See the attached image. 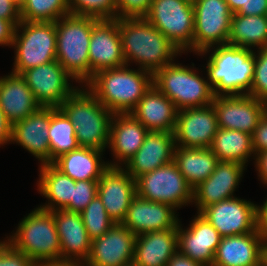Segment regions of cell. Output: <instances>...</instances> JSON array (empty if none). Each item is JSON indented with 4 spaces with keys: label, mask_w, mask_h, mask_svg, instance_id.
Listing matches in <instances>:
<instances>
[{
    "label": "cell",
    "mask_w": 267,
    "mask_h": 266,
    "mask_svg": "<svg viewBox=\"0 0 267 266\" xmlns=\"http://www.w3.org/2000/svg\"><path fill=\"white\" fill-rule=\"evenodd\" d=\"M241 15H266L267 0H247L246 5L236 13Z\"/></svg>",
    "instance_id": "f6af8a7d"
},
{
    "label": "cell",
    "mask_w": 267,
    "mask_h": 266,
    "mask_svg": "<svg viewBox=\"0 0 267 266\" xmlns=\"http://www.w3.org/2000/svg\"><path fill=\"white\" fill-rule=\"evenodd\" d=\"M192 66L173 62L153 74V85L168 97L178 110L209 106L215 97L207 77L196 72L194 63Z\"/></svg>",
    "instance_id": "52a82bcc"
},
{
    "label": "cell",
    "mask_w": 267,
    "mask_h": 266,
    "mask_svg": "<svg viewBox=\"0 0 267 266\" xmlns=\"http://www.w3.org/2000/svg\"><path fill=\"white\" fill-rule=\"evenodd\" d=\"M54 215L61 243V261L84 263L90 253L92 240L80 213L65 209L50 211Z\"/></svg>",
    "instance_id": "d4e9b609"
},
{
    "label": "cell",
    "mask_w": 267,
    "mask_h": 266,
    "mask_svg": "<svg viewBox=\"0 0 267 266\" xmlns=\"http://www.w3.org/2000/svg\"><path fill=\"white\" fill-rule=\"evenodd\" d=\"M11 47L15 49L12 73L56 60V22L21 21Z\"/></svg>",
    "instance_id": "ba28073f"
},
{
    "label": "cell",
    "mask_w": 267,
    "mask_h": 266,
    "mask_svg": "<svg viewBox=\"0 0 267 266\" xmlns=\"http://www.w3.org/2000/svg\"><path fill=\"white\" fill-rule=\"evenodd\" d=\"M48 132L50 164L61 155L80 147L75 135V127L59 108L50 107V127Z\"/></svg>",
    "instance_id": "e575fe53"
},
{
    "label": "cell",
    "mask_w": 267,
    "mask_h": 266,
    "mask_svg": "<svg viewBox=\"0 0 267 266\" xmlns=\"http://www.w3.org/2000/svg\"><path fill=\"white\" fill-rule=\"evenodd\" d=\"M80 215L91 240L101 237L115 224L109 217L98 195H96Z\"/></svg>",
    "instance_id": "8d00e7d4"
},
{
    "label": "cell",
    "mask_w": 267,
    "mask_h": 266,
    "mask_svg": "<svg viewBox=\"0 0 267 266\" xmlns=\"http://www.w3.org/2000/svg\"><path fill=\"white\" fill-rule=\"evenodd\" d=\"M32 266H48V262H34Z\"/></svg>",
    "instance_id": "9f6ffc18"
},
{
    "label": "cell",
    "mask_w": 267,
    "mask_h": 266,
    "mask_svg": "<svg viewBox=\"0 0 267 266\" xmlns=\"http://www.w3.org/2000/svg\"><path fill=\"white\" fill-rule=\"evenodd\" d=\"M148 132L131 113L113 114L108 148L115 159L108 165L110 167H123L142 146ZM114 160L116 161L114 162Z\"/></svg>",
    "instance_id": "603a6c76"
},
{
    "label": "cell",
    "mask_w": 267,
    "mask_h": 266,
    "mask_svg": "<svg viewBox=\"0 0 267 266\" xmlns=\"http://www.w3.org/2000/svg\"><path fill=\"white\" fill-rule=\"evenodd\" d=\"M34 262L15 249L7 240H0V266H32Z\"/></svg>",
    "instance_id": "b9f144b4"
},
{
    "label": "cell",
    "mask_w": 267,
    "mask_h": 266,
    "mask_svg": "<svg viewBox=\"0 0 267 266\" xmlns=\"http://www.w3.org/2000/svg\"><path fill=\"white\" fill-rule=\"evenodd\" d=\"M21 76L42 107L58 108L78 88L73 86L74 78L57 60L30 68Z\"/></svg>",
    "instance_id": "7c38bea8"
},
{
    "label": "cell",
    "mask_w": 267,
    "mask_h": 266,
    "mask_svg": "<svg viewBox=\"0 0 267 266\" xmlns=\"http://www.w3.org/2000/svg\"><path fill=\"white\" fill-rule=\"evenodd\" d=\"M79 87L58 108L75 127V135L80 147L106 151L113 113L104 107L84 85Z\"/></svg>",
    "instance_id": "277c9868"
},
{
    "label": "cell",
    "mask_w": 267,
    "mask_h": 266,
    "mask_svg": "<svg viewBox=\"0 0 267 266\" xmlns=\"http://www.w3.org/2000/svg\"><path fill=\"white\" fill-rule=\"evenodd\" d=\"M210 149L219 161H235L245 166L250 157H255L252 135L238 130L219 128Z\"/></svg>",
    "instance_id": "836d02e7"
},
{
    "label": "cell",
    "mask_w": 267,
    "mask_h": 266,
    "mask_svg": "<svg viewBox=\"0 0 267 266\" xmlns=\"http://www.w3.org/2000/svg\"><path fill=\"white\" fill-rule=\"evenodd\" d=\"M167 266H205L177 251L168 261Z\"/></svg>",
    "instance_id": "f907efd6"
},
{
    "label": "cell",
    "mask_w": 267,
    "mask_h": 266,
    "mask_svg": "<svg viewBox=\"0 0 267 266\" xmlns=\"http://www.w3.org/2000/svg\"><path fill=\"white\" fill-rule=\"evenodd\" d=\"M119 33L126 65L135 63L152 74L182 53L144 17L118 18Z\"/></svg>",
    "instance_id": "6da1fadb"
},
{
    "label": "cell",
    "mask_w": 267,
    "mask_h": 266,
    "mask_svg": "<svg viewBox=\"0 0 267 266\" xmlns=\"http://www.w3.org/2000/svg\"><path fill=\"white\" fill-rule=\"evenodd\" d=\"M173 161L192 189L206 180L219 163L210 148L176 147Z\"/></svg>",
    "instance_id": "1f68e13d"
},
{
    "label": "cell",
    "mask_w": 267,
    "mask_h": 266,
    "mask_svg": "<svg viewBox=\"0 0 267 266\" xmlns=\"http://www.w3.org/2000/svg\"><path fill=\"white\" fill-rule=\"evenodd\" d=\"M153 85V74L129 65L99 71L85 87L115 113H130Z\"/></svg>",
    "instance_id": "3957f363"
},
{
    "label": "cell",
    "mask_w": 267,
    "mask_h": 266,
    "mask_svg": "<svg viewBox=\"0 0 267 266\" xmlns=\"http://www.w3.org/2000/svg\"><path fill=\"white\" fill-rule=\"evenodd\" d=\"M0 107L13 125L30 116L41 106L27 86L26 80L11 72L0 77Z\"/></svg>",
    "instance_id": "f1b7e54d"
},
{
    "label": "cell",
    "mask_w": 267,
    "mask_h": 266,
    "mask_svg": "<svg viewBox=\"0 0 267 266\" xmlns=\"http://www.w3.org/2000/svg\"><path fill=\"white\" fill-rule=\"evenodd\" d=\"M182 53L193 52L194 7L192 0H152L144 17Z\"/></svg>",
    "instance_id": "9c48e42d"
},
{
    "label": "cell",
    "mask_w": 267,
    "mask_h": 266,
    "mask_svg": "<svg viewBox=\"0 0 267 266\" xmlns=\"http://www.w3.org/2000/svg\"><path fill=\"white\" fill-rule=\"evenodd\" d=\"M148 131L174 133L178 109L154 85L130 112Z\"/></svg>",
    "instance_id": "4316f807"
},
{
    "label": "cell",
    "mask_w": 267,
    "mask_h": 266,
    "mask_svg": "<svg viewBox=\"0 0 267 266\" xmlns=\"http://www.w3.org/2000/svg\"><path fill=\"white\" fill-rule=\"evenodd\" d=\"M218 127L238 130L253 135L264 116L262 100L250 95H219L212 102Z\"/></svg>",
    "instance_id": "9a60e30c"
},
{
    "label": "cell",
    "mask_w": 267,
    "mask_h": 266,
    "mask_svg": "<svg viewBox=\"0 0 267 266\" xmlns=\"http://www.w3.org/2000/svg\"><path fill=\"white\" fill-rule=\"evenodd\" d=\"M48 266H83V263L73 261H52L48 262Z\"/></svg>",
    "instance_id": "f5cc1de1"
},
{
    "label": "cell",
    "mask_w": 267,
    "mask_h": 266,
    "mask_svg": "<svg viewBox=\"0 0 267 266\" xmlns=\"http://www.w3.org/2000/svg\"><path fill=\"white\" fill-rule=\"evenodd\" d=\"M254 155V164L256 171H258V179L267 186V151L256 152Z\"/></svg>",
    "instance_id": "7dc6e473"
},
{
    "label": "cell",
    "mask_w": 267,
    "mask_h": 266,
    "mask_svg": "<svg viewBox=\"0 0 267 266\" xmlns=\"http://www.w3.org/2000/svg\"><path fill=\"white\" fill-rule=\"evenodd\" d=\"M264 104V115L267 117V98L263 101Z\"/></svg>",
    "instance_id": "6f0895ef"
},
{
    "label": "cell",
    "mask_w": 267,
    "mask_h": 266,
    "mask_svg": "<svg viewBox=\"0 0 267 266\" xmlns=\"http://www.w3.org/2000/svg\"><path fill=\"white\" fill-rule=\"evenodd\" d=\"M68 14V0H26L20 8L21 21L26 22H56Z\"/></svg>",
    "instance_id": "d590c367"
},
{
    "label": "cell",
    "mask_w": 267,
    "mask_h": 266,
    "mask_svg": "<svg viewBox=\"0 0 267 266\" xmlns=\"http://www.w3.org/2000/svg\"><path fill=\"white\" fill-rule=\"evenodd\" d=\"M0 18L17 26L21 22L20 8L11 0H0Z\"/></svg>",
    "instance_id": "ee69618b"
},
{
    "label": "cell",
    "mask_w": 267,
    "mask_h": 266,
    "mask_svg": "<svg viewBox=\"0 0 267 266\" xmlns=\"http://www.w3.org/2000/svg\"><path fill=\"white\" fill-rule=\"evenodd\" d=\"M135 182L136 195L148 201L169 204L176 210L193 201V189L174 161L139 176Z\"/></svg>",
    "instance_id": "30bf717a"
},
{
    "label": "cell",
    "mask_w": 267,
    "mask_h": 266,
    "mask_svg": "<svg viewBox=\"0 0 267 266\" xmlns=\"http://www.w3.org/2000/svg\"><path fill=\"white\" fill-rule=\"evenodd\" d=\"M93 17L68 14L56 21V60L81 86L90 80Z\"/></svg>",
    "instance_id": "5b68a950"
},
{
    "label": "cell",
    "mask_w": 267,
    "mask_h": 266,
    "mask_svg": "<svg viewBox=\"0 0 267 266\" xmlns=\"http://www.w3.org/2000/svg\"><path fill=\"white\" fill-rule=\"evenodd\" d=\"M126 266H136V265H134L133 263H131V264H129V265H126Z\"/></svg>",
    "instance_id": "680465c9"
},
{
    "label": "cell",
    "mask_w": 267,
    "mask_h": 266,
    "mask_svg": "<svg viewBox=\"0 0 267 266\" xmlns=\"http://www.w3.org/2000/svg\"><path fill=\"white\" fill-rule=\"evenodd\" d=\"M104 152L95 148L79 147L61 155L52 164L75 181L99 180L109 167L108 162L102 159Z\"/></svg>",
    "instance_id": "f546056e"
},
{
    "label": "cell",
    "mask_w": 267,
    "mask_h": 266,
    "mask_svg": "<svg viewBox=\"0 0 267 266\" xmlns=\"http://www.w3.org/2000/svg\"><path fill=\"white\" fill-rule=\"evenodd\" d=\"M222 237L257 230V204L233 197L204 208L200 213Z\"/></svg>",
    "instance_id": "4fadbf2b"
},
{
    "label": "cell",
    "mask_w": 267,
    "mask_h": 266,
    "mask_svg": "<svg viewBox=\"0 0 267 266\" xmlns=\"http://www.w3.org/2000/svg\"><path fill=\"white\" fill-rule=\"evenodd\" d=\"M12 124L6 118V115L0 107V147L10 144Z\"/></svg>",
    "instance_id": "681fc988"
},
{
    "label": "cell",
    "mask_w": 267,
    "mask_h": 266,
    "mask_svg": "<svg viewBox=\"0 0 267 266\" xmlns=\"http://www.w3.org/2000/svg\"><path fill=\"white\" fill-rule=\"evenodd\" d=\"M227 44L253 50L267 48L266 15L234 13Z\"/></svg>",
    "instance_id": "d6a6232c"
},
{
    "label": "cell",
    "mask_w": 267,
    "mask_h": 266,
    "mask_svg": "<svg viewBox=\"0 0 267 266\" xmlns=\"http://www.w3.org/2000/svg\"><path fill=\"white\" fill-rule=\"evenodd\" d=\"M38 192L48 200L38 208L46 211L65 209L72 201L76 181L53 164L39 165Z\"/></svg>",
    "instance_id": "4dcf8cb0"
},
{
    "label": "cell",
    "mask_w": 267,
    "mask_h": 266,
    "mask_svg": "<svg viewBox=\"0 0 267 266\" xmlns=\"http://www.w3.org/2000/svg\"><path fill=\"white\" fill-rule=\"evenodd\" d=\"M177 251V229L143 233L136 236L132 263L136 266H167Z\"/></svg>",
    "instance_id": "83f0119b"
},
{
    "label": "cell",
    "mask_w": 267,
    "mask_h": 266,
    "mask_svg": "<svg viewBox=\"0 0 267 266\" xmlns=\"http://www.w3.org/2000/svg\"><path fill=\"white\" fill-rule=\"evenodd\" d=\"M207 53L210 55L206 61V75L214 96L248 95L254 77V50L226 44L197 54L206 56Z\"/></svg>",
    "instance_id": "7a4b0ae2"
},
{
    "label": "cell",
    "mask_w": 267,
    "mask_h": 266,
    "mask_svg": "<svg viewBox=\"0 0 267 266\" xmlns=\"http://www.w3.org/2000/svg\"><path fill=\"white\" fill-rule=\"evenodd\" d=\"M254 77L248 95L264 101L267 98V48L257 49Z\"/></svg>",
    "instance_id": "f35d334b"
},
{
    "label": "cell",
    "mask_w": 267,
    "mask_h": 266,
    "mask_svg": "<svg viewBox=\"0 0 267 266\" xmlns=\"http://www.w3.org/2000/svg\"><path fill=\"white\" fill-rule=\"evenodd\" d=\"M257 230L263 240H267V198L261 206L257 205Z\"/></svg>",
    "instance_id": "c3c4849f"
},
{
    "label": "cell",
    "mask_w": 267,
    "mask_h": 266,
    "mask_svg": "<svg viewBox=\"0 0 267 266\" xmlns=\"http://www.w3.org/2000/svg\"><path fill=\"white\" fill-rule=\"evenodd\" d=\"M175 148L174 133L149 131L142 146L123 168L133 179H136L158 167L171 163Z\"/></svg>",
    "instance_id": "cb8c5ba5"
},
{
    "label": "cell",
    "mask_w": 267,
    "mask_h": 266,
    "mask_svg": "<svg viewBox=\"0 0 267 266\" xmlns=\"http://www.w3.org/2000/svg\"><path fill=\"white\" fill-rule=\"evenodd\" d=\"M194 7L193 52L226 45L233 13L225 0H192Z\"/></svg>",
    "instance_id": "8fae6325"
},
{
    "label": "cell",
    "mask_w": 267,
    "mask_h": 266,
    "mask_svg": "<svg viewBox=\"0 0 267 266\" xmlns=\"http://www.w3.org/2000/svg\"><path fill=\"white\" fill-rule=\"evenodd\" d=\"M89 61L90 79L99 71L126 65L118 18L97 19L93 17Z\"/></svg>",
    "instance_id": "5bb4252c"
},
{
    "label": "cell",
    "mask_w": 267,
    "mask_h": 266,
    "mask_svg": "<svg viewBox=\"0 0 267 266\" xmlns=\"http://www.w3.org/2000/svg\"><path fill=\"white\" fill-rule=\"evenodd\" d=\"M263 263L265 266H267V240H264L263 245Z\"/></svg>",
    "instance_id": "db71d44e"
},
{
    "label": "cell",
    "mask_w": 267,
    "mask_h": 266,
    "mask_svg": "<svg viewBox=\"0 0 267 266\" xmlns=\"http://www.w3.org/2000/svg\"><path fill=\"white\" fill-rule=\"evenodd\" d=\"M175 211L169 204L148 201L136 195L121 224L136 236L157 230L178 229L180 219Z\"/></svg>",
    "instance_id": "ffe728a7"
},
{
    "label": "cell",
    "mask_w": 267,
    "mask_h": 266,
    "mask_svg": "<svg viewBox=\"0 0 267 266\" xmlns=\"http://www.w3.org/2000/svg\"><path fill=\"white\" fill-rule=\"evenodd\" d=\"M136 235L115 223L101 237L92 240L83 266H126L133 262Z\"/></svg>",
    "instance_id": "e0dca14e"
},
{
    "label": "cell",
    "mask_w": 267,
    "mask_h": 266,
    "mask_svg": "<svg viewBox=\"0 0 267 266\" xmlns=\"http://www.w3.org/2000/svg\"><path fill=\"white\" fill-rule=\"evenodd\" d=\"M178 223V251L205 266H212L214 254L222 239L218 231L199 213L183 229Z\"/></svg>",
    "instance_id": "44dd1931"
},
{
    "label": "cell",
    "mask_w": 267,
    "mask_h": 266,
    "mask_svg": "<svg viewBox=\"0 0 267 266\" xmlns=\"http://www.w3.org/2000/svg\"><path fill=\"white\" fill-rule=\"evenodd\" d=\"M70 14L97 19L117 18L116 0H68Z\"/></svg>",
    "instance_id": "74e56055"
},
{
    "label": "cell",
    "mask_w": 267,
    "mask_h": 266,
    "mask_svg": "<svg viewBox=\"0 0 267 266\" xmlns=\"http://www.w3.org/2000/svg\"><path fill=\"white\" fill-rule=\"evenodd\" d=\"M16 28L17 26L13 22L0 18V46L11 47Z\"/></svg>",
    "instance_id": "bcb514c9"
},
{
    "label": "cell",
    "mask_w": 267,
    "mask_h": 266,
    "mask_svg": "<svg viewBox=\"0 0 267 266\" xmlns=\"http://www.w3.org/2000/svg\"><path fill=\"white\" fill-rule=\"evenodd\" d=\"M5 239L33 262L61 261L60 238L50 211L34 208Z\"/></svg>",
    "instance_id": "8992f818"
},
{
    "label": "cell",
    "mask_w": 267,
    "mask_h": 266,
    "mask_svg": "<svg viewBox=\"0 0 267 266\" xmlns=\"http://www.w3.org/2000/svg\"><path fill=\"white\" fill-rule=\"evenodd\" d=\"M50 107H40L30 116L12 125L10 143L21 145L41 162L50 164Z\"/></svg>",
    "instance_id": "7402d4cb"
},
{
    "label": "cell",
    "mask_w": 267,
    "mask_h": 266,
    "mask_svg": "<svg viewBox=\"0 0 267 266\" xmlns=\"http://www.w3.org/2000/svg\"><path fill=\"white\" fill-rule=\"evenodd\" d=\"M264 240L259 231L222 237L212 266H257L263 263Z\"/></svg>",
    "instance_id": "484cf974"
},
{
    "label": "cell",
    "mask_w": 267,
    "mask_h": 266,
    "mask_svg": "<svg viewBox=\"0 0 267 266\" xmlns=\"http://www.w3.org/2000/svg\"><path fill=\"white\" fill-rule=\"evenodd\" d=\"M245 165L235 161H219L213 173L193 189V201L197 214L204 208L231 199L242 180Z\"/></svg>",
    "instance_id": "ac0fdd59"
},
{
    "label": "cell",
    "mask_w": 267,
    "mask_h": 266,
    "mask_svg": "<svg viewBox=\"0 0 267 266\" xmlns=\"http://www.w3.org/2000/svg\"><path fill=\"white\" fill-rule=\"evenodd\" d=\"M99 180L76 181L73 198L65 210L81 213L96 197Z\"/></svg>",
    "instance_id": "ab89813d"
},
{
    "label": "cell",
    "mask_w": 267,
    "mask_h": 266,
    "mask_svg": "<svg viewBox=\"0 0 267 266\" xmlns=\"http://www.w3.org/2000/svg\"><path fill=\"white\" fill-rule=\"evenodd\" d=\"M219 127L213 105L178 110L174 130L176 147L210 148Z\"/></svg>",
    "instance_id": "2e32d148"
},
{
    "label": "cell",
    "mask_w": 267,
    "mask_h": 266,
    "mask_svg": "<svg viewBox=\"0 0 267 266\" xmlns=\"http://www.w3.org/2000/svg\"><path fill=\"white\" fill-rule=\"evenodd\" d=\"M97 195L109 217L117 224L124 220L136 196L135 179L122 167H108L98 181Z\"/></svg>",
    "instance_id": "d6986e66"
},
{
    "label": "cell",
    "mask_w": 267,
    "mask_h": 266,
    "mask_svg": "<svg viewBox=\"0 0 267 266\" xmlns=\"http://www.w3.org/2000/svg\"><path fill=\"white\" fill-rule=\"evenodd\" d=\"M254 153L267 151V117L264 115L252 135Z\"/></svg>",
    "instance_id": "7bdbcfd3"
},
{
    "label": "cell",
    "mask_w": 267,
    "mask_h": 266,
    "mask_svg": "<svg viewBox=\"0 0 267 266\" xmlns=\"http://www.w3.org/2000/svg\"><path fill=\"white\" fill-rule=\"evenodd\" d=\"M152 0H116L117 18L145 17Z\"/></svg>",
    "instance_id": "60d3db41"
},
{
    "label": "cell",
    "mask_w": 267,
    "mask_h": 266,
    "mask_svg": "<svg viewBox=\"0 0 267 266\" xmlns=\"http://www.w3.org/2000/svg\"><path fill=\"white\" fill-rule=\"evenodd\" d=\"M11 1H13L19 8H21L26 0H11Z\"/></svg>",
    "instance_id": "11a10c76"
},
{
    "label": "cell",
    "mask_w": 267,
    "mask_h": 266,
    "mask_svg": "<svg viewBox=\"0 0 267 266\" xmlns=\"http://www.w3.org/2000/svg\"><path fill=\"white\" fill-rule=\"evenodd\" d=\"M229 5L231 12L237 13L243 5H246L247 0H225Z\"/></svg>",
    "instance_id": "816d5d0a"
}]
</instances>
